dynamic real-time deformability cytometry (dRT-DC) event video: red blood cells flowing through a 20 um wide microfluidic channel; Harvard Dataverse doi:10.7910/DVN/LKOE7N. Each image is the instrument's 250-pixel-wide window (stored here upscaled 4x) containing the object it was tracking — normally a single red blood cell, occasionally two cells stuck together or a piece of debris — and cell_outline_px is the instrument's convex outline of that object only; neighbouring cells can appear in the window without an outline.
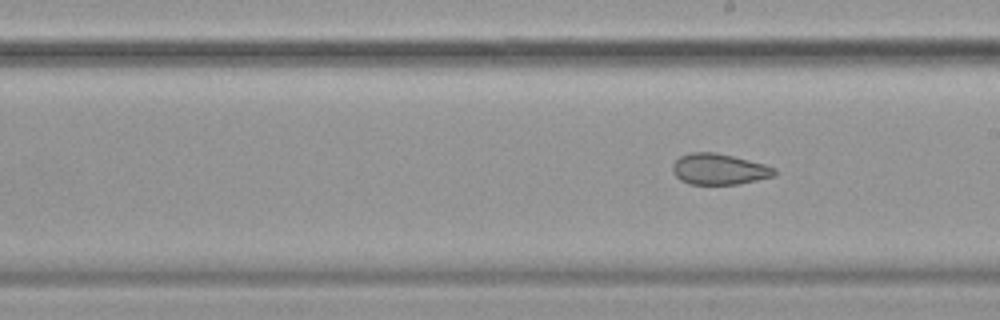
{"species": "common noctule bat (a hibernating species)", "species_latin": "Nyctalus noctula", "temperature_condition": "cold", "stored_images_in_passage": 21, "camera_frame_rate_fps": 3000, "um_per_image_px": 0.085, "animal": {"sex": "female", "body_mass_g": 19.9}, "frame": {"image": 1, "passage_image": 21, "time_ms": 6.667, "image_size_px": [1000, 320], "cell_outline_px": [[776, 176], [740, 184], [688, 184], [680, 180], [672, 172], [672, 164], [680, 156], [688, 152], [716, 152], [764, 164], [776, 168]], "centroid_in_image_um": [61.11, 14.38], "position_along_channel_um": 227.9, "area_um2": 18.55}}